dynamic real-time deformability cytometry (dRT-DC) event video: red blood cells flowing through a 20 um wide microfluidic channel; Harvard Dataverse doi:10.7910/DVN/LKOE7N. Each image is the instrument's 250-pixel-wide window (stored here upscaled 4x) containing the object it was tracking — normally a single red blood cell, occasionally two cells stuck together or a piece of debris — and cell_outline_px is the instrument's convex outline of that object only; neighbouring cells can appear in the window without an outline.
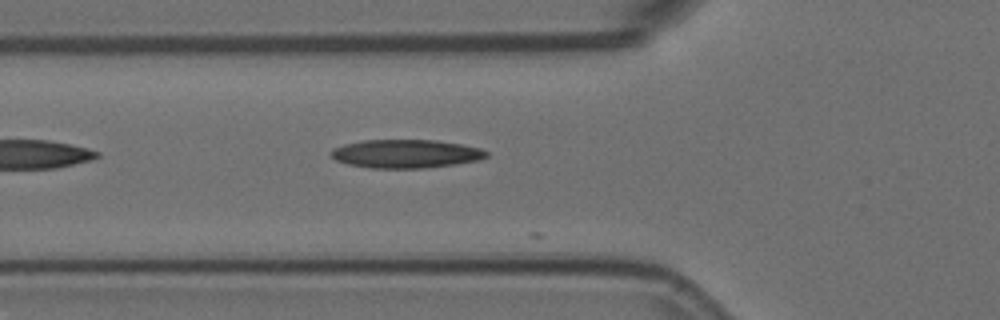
{"species": "Egyptian fruit bat (a non-hibernating species)", "species_latin": "Rousettus aegyptiacus", "temperature_condition": "room temperature", "stored_images_in_passage": 5, "camera_frame_rate_fps": 3000, "um_per_image_px": 0.085, "animal": {"sex": "female"}, "frame": {"image": 1, "passage_image": 3, "time_ms": 0.667, "image_size_px": [1000, 320], "cell_outline_px": [[488, 156], [480, 160], [456, 164], [424, 168], [372, 168], [348, 164], [336, 160], [328, 152], [332, 148], [344, 144], [364, 140], [436, 140], [460, 144], [480, 148], [488, 152]], "centroid_in_image_um": [34.49, 13.07], "position_along_channel_um": 91.3, "area_um2": 25.84}}